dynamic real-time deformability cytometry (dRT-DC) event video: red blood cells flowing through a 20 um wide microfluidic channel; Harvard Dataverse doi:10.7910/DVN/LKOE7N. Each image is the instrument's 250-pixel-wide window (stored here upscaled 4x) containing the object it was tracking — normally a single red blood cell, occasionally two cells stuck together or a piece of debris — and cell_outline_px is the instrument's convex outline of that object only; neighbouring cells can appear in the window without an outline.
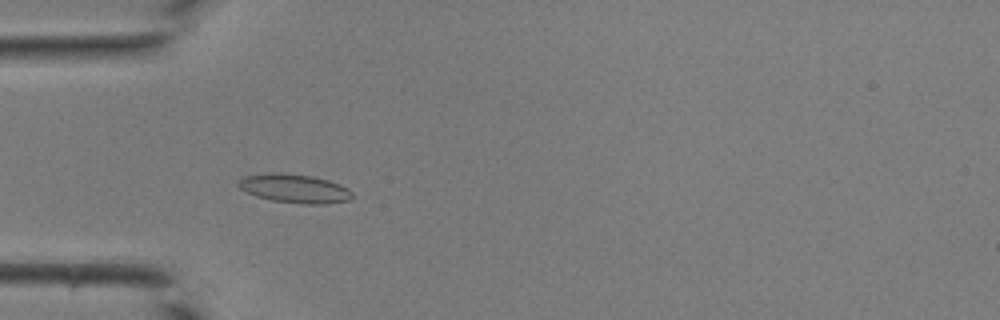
{"species": "common noctule bat (a hibernating species)", "species_latin": "Nyctalus noctula", "temperature_condition": "room temperature", "stored_images_in_passage": 38, "camera_frame_rate_fps": 3000, "um_per_image_px": 0.085, "animal": {"sex": "male", "body_mass_g": 19.0, "forearm_length_mm": 50.8}, "frame": {"image": 1, "passage_image": 9, "time_ms": 2.667, "image_size_px": [1000, 320], "cell_outline_px": [[352, 200], [324, 204], [300, 204], [272, 200], [256, 196], [240, 188], [236, 184], [236, 180], [244, 176], [264, 172], [280, 172], [312, 176], [328, 180], [340, 184], [348, 188], [352, 192]], "centroid_in_image_um": [25.01, 16.01], "position_along_channel_um": 60.0, "area_um2": 19.42}}
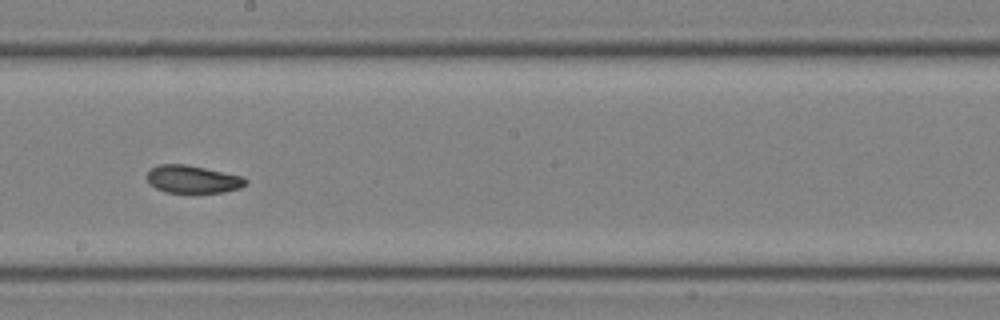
{"frame": {"image": 2, "passage_image": 20, "time_ms": 6.333, "image_size_px": [1000, 320], "cell_outline_px": [[248, 180], [240, 188], [220, 192], [164, 192], [148, 184], [148, 172], [152, 168], [160, 164], [184, 164], [244, 176]], "centroid_in_image_um": [16.37, 15.23], "position_along_channel_um": 231.8, "area_um2": 15.72}}
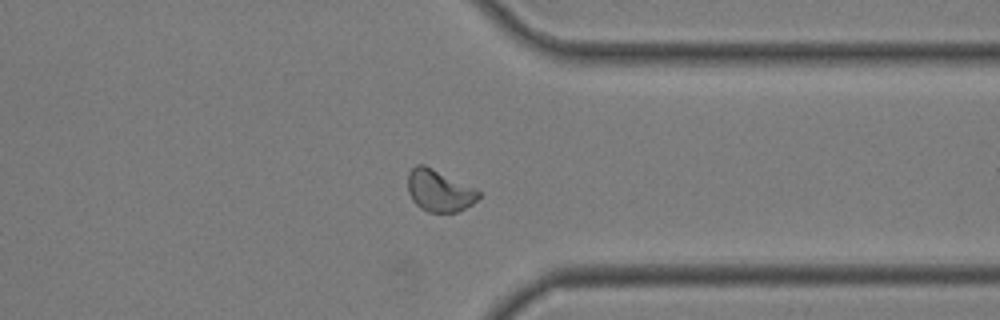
{"frame": {"image": 3, "passage_image": 29, "time_ms": 9.333, "image_size_px": [1000, 320], "cell_outline_px": [[480, 196], [472, 204], [456, 212], [428, 212], [420, 208], [412, 200], [408, 192], [408, 172], [416, 164], [424, 164], [476, 188], [480, 192]], "centroid_in_image_um": [37.32, 16.2], "position_along_channel_um": 374.1, "area_um2": 17.28}}